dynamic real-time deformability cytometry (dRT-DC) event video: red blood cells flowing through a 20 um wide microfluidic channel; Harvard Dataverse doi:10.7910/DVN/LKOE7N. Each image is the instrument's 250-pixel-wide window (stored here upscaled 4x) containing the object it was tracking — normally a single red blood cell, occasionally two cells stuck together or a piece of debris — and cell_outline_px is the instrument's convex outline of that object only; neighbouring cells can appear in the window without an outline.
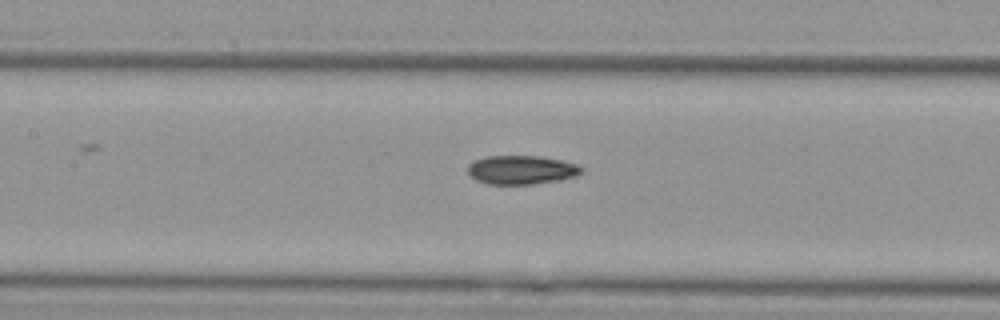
{"species": "Egyptian fruit bat (a non-hibernating species)", "species_latin": "Rousettus aegyptiacus", "temperature_condition": "cold", "stored_images_in_passage": 9, "segment_of_instrument_passage": [2, 2], "camera_frame_rate_fps": 3000, "um_per_image_px": 0.085, "animal": {"sex": "female"}, "frame": {"image": 1, "passage_image": 9, "time_ms": 2.667, "image_size_px": [1000, 320], "cell_outline_px": [[584, 172], [576, 176], [560, 180], [532, 184], [488, 184], [476, 180], [468, 172], [468, 164], [476, 160], [488, 156], [540, 156], [564, 160], [580, 164], [584, 168]], "centroid_in_image_um": [44.4, 14.43], "position_along_channel_um": 163.0, "area_um2": 19.31}}